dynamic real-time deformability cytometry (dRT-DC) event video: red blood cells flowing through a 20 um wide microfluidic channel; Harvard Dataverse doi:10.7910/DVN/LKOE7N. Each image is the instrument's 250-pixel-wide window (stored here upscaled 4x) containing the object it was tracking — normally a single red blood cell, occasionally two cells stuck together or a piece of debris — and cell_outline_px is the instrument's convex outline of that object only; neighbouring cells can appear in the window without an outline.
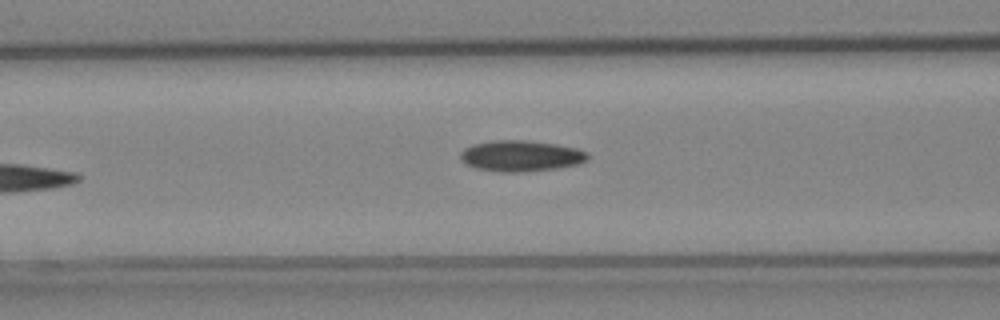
{"species": "Egyptian fruit bat (a non-hibernating species)", "species_latin": "Rousettus aegyptiacus", "temperature_condition": "cold", "stored_images_in_passage": 34, "camera_frame_rate_fps": 3000, "um_per_image_px": 0.085, "animal": {"sex": "female"}, "frame": {"image": 1, "passage_image": 10, "time_ms": 3.0, "image_size_px": [1000, 320], "cell_outline_px": [[588, 160], [580, 164], [560, 168], [524, 172], [500, 172], [476, 168], [460, 160], [460, 152], [464, 148], [472, 144], [492, 140], [524, 140], [556, 144], [576, 148], [588, 152]], "centroid_in_image_um": [44.29, 13.25], "position_along_channel_um": 122.3, "area_um2": 23.24}, "authors_computed_cell_mechanics": {"area_um2": 22.3108, "velocity_mm_per_s": 3.9763, "shape_relaxation_time_tau1_ms": 2.5814, "shape_relaxation_time_tau2_ms": null, "deformation_change_tau1": 0.058, "deformation_change_tau2": null}}